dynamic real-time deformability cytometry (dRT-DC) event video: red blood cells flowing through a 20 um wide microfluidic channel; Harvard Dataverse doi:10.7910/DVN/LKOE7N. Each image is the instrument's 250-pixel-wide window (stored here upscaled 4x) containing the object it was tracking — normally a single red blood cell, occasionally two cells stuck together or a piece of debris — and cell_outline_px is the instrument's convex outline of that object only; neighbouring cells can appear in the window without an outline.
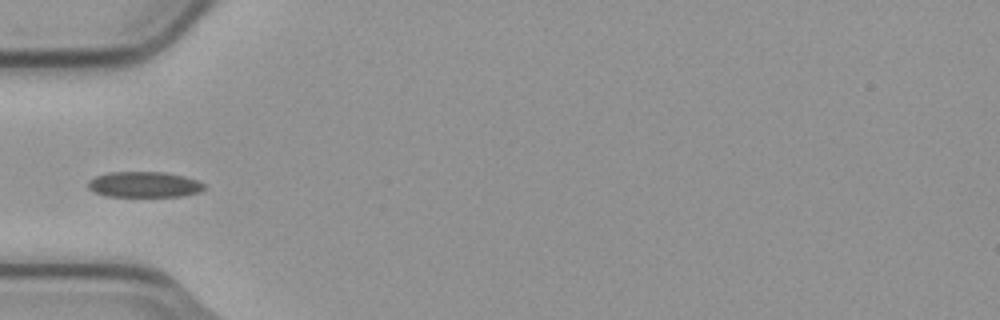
{"species": "common noctule bat (a hibernating species)", "species_latin": "Nyctalus noctula", "temperature_condition": "cold", "stored_images_in_passage": 5, "camera_frame_rate_fps": 3000, "um_per_image_px": 0.085, "animal": {"sex": "male", "body_mass_g": 23.1, "forearm_length_mm": 52.7}, "frame": {"image": 1, "passage_image": 5, "time_ms": 1.333, "image_size_px": [1000, 320], "cell_outline_px": [[208, 188], [200, 192], [184, 196], [104, 196], [92, 192], [88, 188], [88, 180], [96, 176], [108, 172], [168, 172], [184, 176], [208, 184]], "centroid_in_image_um": [12.29, 15.68], "position_along_channel_um": 72.7, "area_um2": 17.74}}